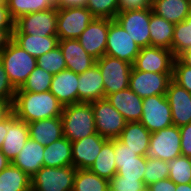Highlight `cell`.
Returning <instances> with one entry per match:
<instances>
[{
    "label": "cell",
    "mask_w": 191,
    "mask_h": 191,
    "mask_svg": "<svg viewBox=\"0 0 191 191\" xmlns=\"http://www.w3.org/2000/svg\"><path fill=\"white\" fill-rule=\"evenodd\" d=\"M115 163L117 166L116 175L130 179H141L143 181L146 167V156H137V161Z\"/></svg>",
    "instance_id": "40"
},
{
    "label": "cell",
    "mask_w": 191,
    "mask_h": 191,
    "mask_svg": "<svg viewBox=\"0 0 191 191\" xmlns=\"http://www.w3.org/2000/svg\"><path fill=\"white\" fill-rule=\"evenodd\" d=\"M13 33L41 37L57 35V7L19 17L14 22Z\"/></svg>",
    "instance_id": "7"
},
{
    "label": "cell",
    "mask_w": 191,
    "mask_h": 191,
    "mask_svg": "<svg viewBox=\"0 0 191 191\" xmlns=\"http://www.w3.org/2000/svg\"><path fill=\"white\" fill-rule=\"evenodd\" d=\"M181 155L191 158V123L179 127Z\"/></svg>",
    "instance_id": "46"
},
{
    "label": "cell",
    "mask_w": 191,
    "mask_h": 191,
    "mask_svg": "<svg viewBox=\"0 0 191 191\" xmlns=\"http://www.w3.org/2000/svg\"><path fill=\"white\" fill-rule=\"evenodd\" d=\"M11 161L0 150V172L5 169Z\"/></svg>",
    "instance_id": "54"
},
{
    "label": "cell",
    "mask_w": 191,
    "mask_h": 191,
    "mask_svg": "<svg viewBox=\"0 0 191 191\" xmlns=\"http://www.w3.org/2000/svg\"><path fill=\"white\" fill-rule=\"evenodd\" d=\"M61 119L63 136L70 142L83 139L97 132L92 103H77L64 106Z\"/></svg>",
    "instance_id": "2"
},
{
    "label": "cell",
    "mask_w": 191,
    "mask_h": 191,
    "mask_svg": "<svg viewBox=\"0 0 191 191\" xmlns=\"http://www.w3.org/2000/svg\"><path fill=\"white\" fill-rule=\"evenodd\" d=\"M175 56L170 49L142 47L133 67L143 72L173 73Z\"/></svg>",
    "instance_id": "14"
},
{
    "label": "cell",
    "mask_w": 191,
    "mask_h": 191,
    "mask_svg": "<svg viewBox=\"0 0 191 191\" xmlns=\"http://www.w3.org/2000/svg\"><path fill=\"white\" fill-rule=\"evenodd\" d=\"M175 191H191V183L176 184V190Z\"/></svg>",
    "instance_id": "55"
},
{
    "label": "cell",
    "mask_w": 191,
    "mask_h": 191,
    "mask_svg": "<svg viewBox=\"0 0 191 191\" xmlns=\"http://www.w3.org/2000/svg\"><path fill=\"white\" fill-rule=\"evenodd\" d=\"M181 134L179 127H170L151 133L148 156L171 161L181 155Z\"/></svg>",
    "instance_id": "11"
},
{
    "label": "cell",
    "mask_w": 191,
    "mask_h": 191,
    "mask_svg": "<svg viewBox=\"0 0 191 191\" xmlns=\"http://www.w3.org/2000/svg\"><path fill=\"white\" fill-rule=\"evenodd\" d=\"M12 104L13 102L0 99V121L4 120L12 113Z\"/></svg>",
    "instance_id": "49"
},
{
    "label": "cell",
    "mask_w": 191,
    "mask_h": 191,
    "mask_svg": "<svg viewBox=\"0 0 191 191\" xmlns=\"http://www.w3.org/2000/svg\"><path fill=\"white\" fill-rule=\"evenodd\" d=\"M151 8L119 12L115 20L128 32L136 44L142 47L150 46L149 22Z\"/></svg>",
    "instance_id": "13"
},
{
    "label": "cell",
    "mask_w": 191,
    "mask_h": 191,
    "mask_svg": "<svg viewBox=\"0 0 191 191\" xmlns=\"http://www.w3.org/2000/svg\"><path fill=\"white\" fill-rule=\"evenodd\" d=\"M0 191H31V177L10 163L0 172Z\"/></svg>",
    "instance_id": "31"
},
{
    "label": "cell",
    "mask_w": 191,
    "mask_h": 191,
    "mask_svg": "<svg viewBox=\"0 0 191 191\" xmlns=\"http://www.w3.org/2000/svg\"><path fill=\"white\" fill-rule=\"evenodd\" d=\"M7 131H8V117L0 121V150L2 148L4 137L6 136Z\"/></svg>",
    "instance_id": "53"
},
{
    "label": "cell",
    "mask_w": 191,
    "mask_h": 191,
    "mask_svg": "<svg viewBox=\"0 0 191 191\" xmlns=\"http://www.w3.org/2000/svg\"><path fill=\"white\" fill-rule=\"evenodd\" d=\"M86 8L95 18L115 19L118 14V0H87Z\"/></svg>",
    "instance_id": "39"
},
{
    "label": "cell",
    "mask_w": 191,
    "mask_h": 191,
    "mask_svg": "<svg viewBox=\"0 0 191 191\" xmlns=\"http://www.w3.org/2000/svg\"><path fill=\"white\" fill-rule=\"evenodd\" d=\"M140 49L128 32L115 19H110L105 55L133 65Z\"/></svg>",
    "instance_id": "8"
},
{
    "label": "cell",
    "mask_w": 191,
    "mask_h": 191,
    "mask_svg": "<svg viewBox=\"0 0 191 191\" xmlns=\"http://www.w3.org/2000/svg\"><path fill=\"white\" fill-rule=\"evenodd\" d=\"M168 175L169 166L166 161L146 156V167L143 178L146 187L159 180L168 178Z\"/></svg>",
    "instance_id": "37"
},
{
    "label": "cell",
    "mask_w": 191,
    "mask_h": 191,
    "mask_svg": "<svg viewBox=\"0 0 191 191\" xmlns=\"http://www.w3.org/2000/svg\"><path fill=\"white\" fill-rule=\"evenodd\" d=\"M175 24L153 13L149 22L150 46L171 50Z\"/></svg>",
    "instance_id": "29"
},
{
    "label": "cell",
    "mask_w": 191,
    "mask_h": 191,
    "mask_svg": "<svg viewBox=\"0 0 191 191\" xmlns=\"http://www.w3.org/2000/svg\"><path fill=\"white\" fill-rule=\"evenodd\" d=\"M168 178L175 184L191 183V158L180 155L171 161H168Z\"/></svg>",
    "instance_id": "35"
},
{
    "label": "cell",
    "mask_w": 191,
    "mask_h": 191,
    "mask_svg": "<svg viewBox=\"0 0 191 191\" xmlns=\"http://www.w3.org/2000/svg\"><path fill=\"white\" fill-rule=\"evenodd\" d=\"M29 136L43 146L50 145L63 136L61 116L28 123Z\"/></svg>",
    "instance_id": "23"
},
{
    "label": "cell",
    "mask_w": 191,
    "mask_h": 191,
    "mask_svg": "<svg viewBox=\"0 0 191 191\" xmlns=\"http://www.w3.org/2000/svg\"><path fill=\"white\" fill-rule=\"evenodd\" d=\"M141 122L151 133L173 125L171 107L166 95H153L143 99Z\"/></svg>",
    "instance_id": "10"
},
{
    "label": "cell",
    "mask_w": 191,
    "mask_h": 191,
    "mask_svg": "<svg viewBox=\"0 0 191 191\" xmlns=\"http://www.w3.org/2000/svg\"><path fill=\"white\" fill-rule=\"evenodd\" d=\"M152 11L167 21L177 24L191 15V0H153Z\"/></svg>",
    "instance_id": "26"
},
{
    "label": "cell",
    "mask_w": 191,
    "mask_h": 191,
    "mask_svg": "<svg viewBox=\"0 0 191 191\" xmlns=\"http://www.w3.org/2000/svg\"><path fill=\"white\" fill-rule=\"evenodd\" d=\"M29 138L28 123L18 119L12 112L8 116V131L1 152L12 162Z\"/></svg>",
    "instance_id": "18"
},
{
    "label": "cell",
    "mask_w": 191,
    "mask_h": 191,
    "mask_svg": "<svg viewBox=\"0 0 191 191\" xmlns=\"http://www.w3.org/2000/svg\"><path fill=\"white\" fill-rule=\"evenodd\" d=\"M153 0H118V13L152 8Z\"/></svg>",
    "instance_id": "45"
},
{
    "label": "cell",
    "mask_w": 191,
    "mask_h": 191,
    "mask_svg": "<svg viewBox=\"0 0 191 191\" xmlns=\"http://www.w3.org/2000/svg\"><path fill=\"white\" fill-rule=\"evenodd\" d=\"M89 170L108 181L116 175L115 139H108L102 145L101 151Z\"/></svg>",
    "instance_id": "30"
},
{
    "label": "cell",
    "mask_w": 191,
    "mask_h": 191,
    "mask_svg": "<svg viewBox=\"0 0 191 191\" xmlns=\"http://www.w3.org/2000/svg\"><path fill=\"white\" fill-rule=\"evenodd\" d=\"M104 82L105 98L129 88L133 65L116 57L104 55L96 60Z\"/></svg>",
    "instance_id": "5"
},
{
    "label": "cell",
    "mask_w": 191,
    "mask_h": 191,
    "mask_svg": "<svg viewBox=\"0 0 191 191\" xmlns=\"http://www.w3.org/2000/svg\"><path fill=\"white\" fill-rule=\"evenodd\" d=\"M147 187L141 179L115 175L109 180V191H144Z\"/></svg>",
    "instance_id": "41"
},
{
    "label": "cell",
    "mask_w": 191,
    "mask_h": 191,
    "mask_svg": "<svg viewBox=\"0 0 191 191\" xmlns=\"http://www.w3.org/2000/svg\"><path fill=\"white\" fill-rule=\"evenodd\" d=\"M12 39L35 58L55 49L59 44L57 35L41 37L24 33H13Z\"/></svg>",
    "instance_id": "27"
},
{
    "label": "cell",
    "mask_w": 191,
    "mask_h": 191,
    "mask_svg": "<svg viewBox=\"0 0 191 191\" xmlns=\"http://www.w3.org/2000/svg\"><path fill=\"white\" fill-rule=\"evenodd\" d=\"M77 91L78 103H92L105 98L103 77L97 64L78 75Z\"/></svg>",
    "instance_id": "19"
},
{
    "label": "cell",
    "mask_w": 191,
    "mask_h": 191,
    "mask_svg": "<svg viewBox=\"0 0 191 191\" xmlns=\"http://www.w3.org/2000/svg\"><path fill=\"white\" fill-rule=\"evenodd\" d=\"M177 58L186 66L191 67V48L180 53Z\"/></svg>",
    "instance_id": "52"
},
{
    "label": "cell",
    "mask_w": 191,
    "mask_h": 191,
    "mask_svg": "<svg viewBox=\"0 0 191 191\" xmlns=\"http://www.w3.org/2000/svg\"><path fill=\"white\" fill-rule=\"evenodd\" d=\"M37 66L55 75L66 70V62L59 46L37 58Z\"/></svg>",
    "instance_id": "38"
},
{
    "label": "cell",
    "mask_w": 191,
    "mask_h": 191,
    "mask_svg": "<svg viewBox=\"0 0 191 191\" xmlns=\"http://www.w3.org/2000/svg\"><path fill=\"white\" fill-rule=\"evenodd\" d=\"M72 143L66 138L54 141L45 146L43 152V166L47 167H65L73 165Z\"/></svg>",
    "instance_id": "28"
},
{
    "label": "cell",
    "mask_w": 191,
    "mask_h": 191,
    "mask_svg": "<svg viewBox=\"0 0 191 191\" xmlns=\"http://www.w3.org/2000/svg\"><path fill=\"white\" fill-rule=\"evenodd\" d=\"M16 90L17 89L11 84L8 74L0 61V99L13 102Z\"/></svg>",
    "instance_id": "43"
},
{
    "label": "cell",
    "mask_w": 191,
    "mask_h": 191,
    "mask_svg": "<svg viewBox=\"0 0 191 191\" xmlns=\"http://www.w3.org/2000/svg\"><path fill=\"white\" fill-rule=\"evenodd\" d=\"M166 98L171 107L173 125L180 127L191 123V93L172 80Z\"/></svg>",
    "instance_id": "16"
},
{
    "label": "cell",
    "mask_w": 191,
    "mask_h": 191,
    "mask_svg": "<svg viewBox=\"0 0 191 191\" xmlns=\"http://www.w3.org/2000/svg\"><path fill=\"white\" fill-rule=\"evenodd\" d=\"M110 19L94 18L78 40L85 51L96 60L105 55Z\"/></svg>",
    "instance_id": "15"
},
{
    "label": "cell",
    "mask_w": 191,
    "mask_h": 191,
    "mask_svg": "<svg viewBox=\"0 0 191 191\" xmlns=\"http://www.w3.org/2000/svg\"><path fill=\"white\" fill-rule=\"evenodd\" d=\"M53 75L36 66L19 88L21 91L41 93L50 90Z\"/></svg>",
    "instance_id": "36"
},
{
    "label": "cell",
    "mask_w": 191,
    "mask_h": 191,
    "mask_svg": "<svg viewBox=\"0 0 191 191\" xmlns=\"http://www.w3.org/2000/svg\"><path fill=\"white\" fill-rule=\"evenodd\" d=\"M58 46L62 51L67 70L79 75L96 64V59L85 51L78 39L59 40Z\"/></svg>",
    "instance_id": "20"
},
{
    "label": "cell",
    "mask_w": 191,
    "mask_h": 191,
    "mask_svg": "<svg viewBox=\"0 0 191 191\" xmlns=\"http://www.w3.org/2000/svg\"><path fill=\"white\" fill-rule=\"evenodd\" d=\"M94 18L86 6L57 8V37L78 39Z\"/></svg>",
    "instance_id": "6"
},
{
    "label": "cell",
    "mask_w": 191,
    "mask_h": 191,
    "mask_svg": "<svg viewBox=\"0 0 191 191\" xmlns=\"http://www.w3.org/2000/svg\"><path fill=\"white\" fill-rule=\"evenodd\" d=\"M13 30H0V54L12 39Z\"/></svg>",
    "instance_id": "50"
},
{
    "label": "cell",
    "mask_w": 191,
    "mask_h": 191,
    "mask_svg": "<svg viewBox=\"0 0 191 191\" xmlns=\"http://www.w3.org/2000/svg\"><path fill=\"white\" fill-rule=\"evenodd\" d=\"M0 61L8 74L11 84L20 88L37 66V58L31 56L13 39L0 54Z\"/></svg>",
    "instance_id": "3"
},
{
    "label": "cell",
    "mask_w": 191,
    "mask_h": 191,
    "mask_svg": "<svg viewBox=\"0 0 191 191\" xmlns=\"http://www.w3.org/2000/svg\"><path fill=\"white\" fill-rule=\"evenodd\" d=\"M149 191H175L176 184L169 178L159 180L147 186Z\"/></svg>",
    "instance_id": "48"
},
{
    "label": "cell",
    "mask_w": 191,
    "mask_h": 191,
    "mask_svg": "<svg viewBox=\"0 0 191 191\" xmlns=\"http://www.w3.org/2000/svg\"><path fill=\"white\" fill-rule=\"evenodd\" d=\"M109 181L89 169H77L73 191H109Z\"/></svg>",
    "instance_id": "32"
},
{
    "label": "cell",
    "mask_w": 191,
    "mask_h": 191,
    "mask_svg": "<svg viewBox=\"0 0 191 191\" xmlns=\"http://www.w3.org/2000/svg\"><path fill=\"white\" fill-rule=\"evenodd\" d=\"M5 2L10 16L14 21L25 14L54 7L48 0H5Z\"/></svg>",
    "instance_id": "33"
},
{
    "label": "cell",
    "mask_w": 191,
    "mask_h": 191,
    "mask_svg": "<svg viewBox=\"0 0 191 191\" xmlns=\"http://www.w3.org/2000/svg\"><path fill=\"white\" fill-rule=\"evenodd\" d=\"M76 168L43 166L31 177V191H73Z\"/></svg>",
    "instance_id": "4"
},
{
    "label": "cell",
    "mask_w": 191,
    "mask_h": 191,
    "mask_svg": "<svg viewBox=\"0 0 191 191\" xmlns=\"http://www.w3.org/2000/svg\"><path fill=\"white\" fill-rule=\"evenodd\" d=\"M92 109L97 133L109 140L117 139L126 125L121 113L106 98L92 102Z\"/></svg>",
    "instance_id": "9"
},
{
    "label": "cell",
    "mask_w": 191,
    "mask_h": 191,
    "mask_svg": "<svg viewBox=\"0 0 191 191\" xmlns=\"http://www.w3.org/2000/svg\"><path fill=\"white\" fill-rule=\"evenodd\" d=\"M137 151H133L118 138L115 139V162L137 161Z\"/></svg>",
    "instance_id": "44"
},
{
    "label": "cell",
    "mask_w": 191,
    "mask_h": 191,
    "mask_svg": "<svg viewBox=\"0 0 191 191\" xmlns=\"http://www.w3.org/2000/svg\"><path fill=\"white\" fill-rule=\"evenodd\" d=\"M14 22L10 16L6 2L0 5V30H14Z\"/></svg>",
    "instance_id": "47"
},
{
    "label": "cell",
    "mask_w": 191,
    "mask_h": 191,
    "mask_svg": "<svg viewBox=\"0 0 191 191\" xmlns=\"http://www.w3.org/2000/svg\"><path fill=\"white\" fill-rule=\"evenodd\" d=\"M172 80L191 93V67L184 65L177 57L173 64Z\"/></svg>",
    "instance_id": "42"
},
{
    "label": "cell",
    "mask_w": 191,
    "mask_h": 191,
    "mask_svg": "<svg viewBox=\"0 0 191 191\" xmlns=\"http://www.w3.org/2000/svg\"><path fill=\"white\" fill-rule=\"evenodd\" d=\"M173 73L143 72L132 67L129 88L142 99L153 95H166Z\"/></svg>",
    "instance_id": "12"
},
{
    "label": "cell",
    "mask_w": 191,
    "mask_h": 191,
    "mask_svg": "<svg viewBox=\"0 0 191 191\" xmlns=\"http://www.w3.org/2000/svg\"><path fill=\"white\" fill-rule=\"evenodd\" d=\"M44 149L45 146L29 138L11 163L32 177L43 167Z\"/></svg>",
    "instance_id": "24"
},
{
    "label": "cell",
    "mask_w": 191,
    "mask_h": 191,
    "mask_svg": "<svg viewBox=\"0 0 191 191\" xmlns=\"http://www.w3.org/2000/svg\"><path fill=\"white\" fill-rule=\"evenodd\" d=\"M5 3V0H0V5H3Z\"/></svg>",
    "instance_id": "57"
},
{
    "label": "cell",
    "mask_w": 191,
    "mask_h": 191,
    "mask_svg": "<svg viewBox=\"0 0 191 191\" xmlns=\"http://www.w3.org/2000/svg\"><path fill=\"white\" fill-rule=\"evenodd\" d=\"M191 48V15L182 22L175 24L171 51L177 57L183 51Z\"/></svg>",
    "instance_id": "34"
},
{
    "label": "cell",
    "mask_w": 191,
    "mask_h": 191,
    "mask_svg": "<svg viewBox=\"0 0 191 191\" xmlns=\"http://www.w3.org/2000/svg\"><path fill=\"white\" fill-rule=\"evenodd\" d=\"M78 74L63 70L52 77L50 92L63 105L78 103Z\"/></svg>",
    "instance_id": "22"
},
{
    "label": "cell",
    "mask_w": 191,
    "mask_h": 191,
    "mask_svg": "<svg viewBox=\"0 0 191 191\" xmlns=\"http://www.w3.org/2000/svg\"><path fill=\"white\" fill-rule=\"evenodd\" d=\"M54 7L57 6L58 0H48Z\"/></svg>",
    "instance_id": "56"
},
{
    "label": "cell",
    "mask_w": 191,
    "mask_h": 191,
    "mask_svg": "<svg viewBox=\"0 0 191 191\" xmlns=\"http://www.w3.org/2000/svg\"><path fill=\"white\" fill-rule=\"evenodd\" d=\"M97 132L72 143V160L76 169H89L107 141Z\"/></svg>",
    "instance_id": "17"
},
{
    "label": "cell",
    "mask_w": 191,
    "mask_h": 191,
    "mask_svg": "<svg viewBox=\"0 0 191 191\" xmlns=\"http://www.w3.org/2000/svg\"><path fill=\"white\" fill-rule=\"evenodd\" d=\"M63 105L50 92L41 93L16 90L12 104V112L26 123L42 119L59 117L63 112Z\"/></svg>",
    "instance_id": "1"
},
{
    "label": "cell",
    "mask_w": 191,
    "mask_h": 191,
    "mask_svg": "<svg viewBox=\"0 0 191 191\" xmlns=\"http://www.w3.org/2000/svg\"><path fill=\"white\" fill-rule=\"evenodd\" d=\"M87 0H58L57 8H66L74 6H86Z\"/></svg>",
    "instance_id": "51"
},
{
    "label": "cell",
    "mask_w": 191,
    "mask_h": 191,
    "mask_svg": "<svg viewBox=\"0 0 191 191\" xmlns=\"http://www.w3.org/2000/svg\"><path fill=\"white\" fill-rule=\"evenodd\" d=\"M109 103L123 116L126 122H139L143 113V99L130 88L106 97Z\"/></svg>",
    "instance_id": "21"
},
{
    "label": "cell",
    "mask_w": 191,
    "mask_h": 191,
    "mask_svg": "<svg viewBox=\"0 0 191 191\" xmlns=\"http://www.w3.org/2000/svg\"><path fill=\"white\" fill-rule=\"evenodd\" d=\"M151 132L141 122H126L118 139L138 156H148Z\"/></svg>",
    "instance_id": "25"
}]
</instances>
